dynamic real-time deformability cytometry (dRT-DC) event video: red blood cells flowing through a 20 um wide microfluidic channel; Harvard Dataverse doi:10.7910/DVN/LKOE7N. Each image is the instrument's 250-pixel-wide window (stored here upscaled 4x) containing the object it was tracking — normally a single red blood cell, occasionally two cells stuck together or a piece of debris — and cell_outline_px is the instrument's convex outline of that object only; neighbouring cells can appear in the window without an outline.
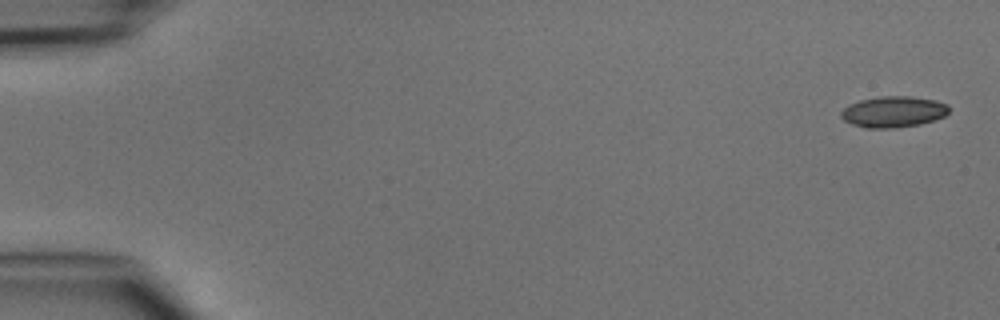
{"species": "common noctule bat (a hibernating species)", "species_latin": "Nyctalus noctula", "temperature_condition": "cold", "stored_images_in_passage": 5, "camera_frame_rate_fps": 3000, "um_per_image_px": 0.085, "animal": {"sex": "male", "body_mass_g": 15.6}, "frame": {"image": 1, "passage_image": 1, "time_ms": 0.0, "image_size_px": [1000, 320], "cell_outline_px": [[948, 112], [944, 116], [920, 124], [892, 128], [864, 128], [852, 124], [844, 120], [840, 116], [840, 112], [848, 104], [860, 100], [880, 96], [912, 96], [936, 100], [948, 104]], "centroid_in_image_um": [75.91, 9.49], "position_along_channel_um": 9.1, "area_um2": 19.59}}
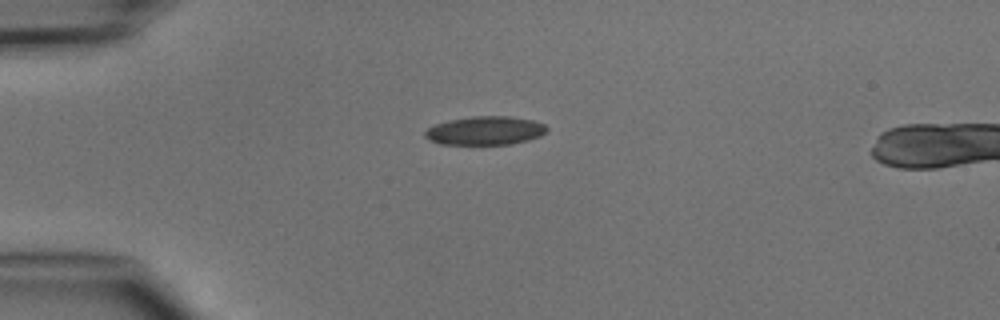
{"frame": {"image": 2, "passage_image": 4, "time_ms": 3.667, "image_size_px": [1000, 320], "cell_outline_px": [[548, 132], [540, 136], [528, 140], [512, 144], [440, 144], [428, 140], [424, 136], [424, 132], [428, 128], [436, 124], [448, 120], [472, 116], [508, 116], [532, 120], [544, 124], [548, 128]], "centroid_in_image_um": [41.24, 11.1], "position_along_channel_um": 43.8, "area_um2": 20.4}}